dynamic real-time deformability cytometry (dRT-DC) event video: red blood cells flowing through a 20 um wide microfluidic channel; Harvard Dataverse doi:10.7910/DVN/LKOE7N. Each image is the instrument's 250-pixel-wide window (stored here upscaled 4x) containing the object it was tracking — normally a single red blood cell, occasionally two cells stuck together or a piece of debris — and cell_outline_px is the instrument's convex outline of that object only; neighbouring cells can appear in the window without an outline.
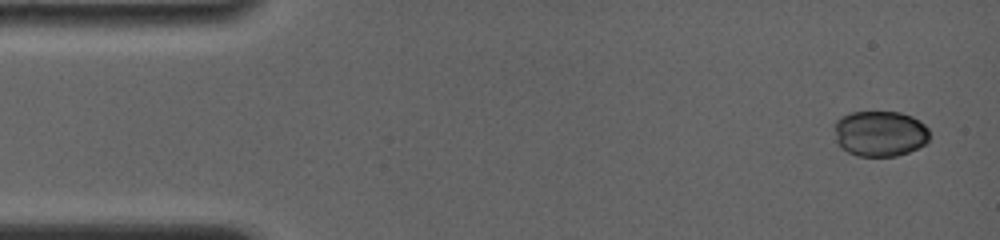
{"species": "common noctule bat (a hibernating species)", "species_latin": "Nyctalus noctula", "temperature_condition": "room temperature", "stored_images_in_passage": 8, "camera_frame_rate_fps": 4000, "um_per_image_px": 0.085, "animal": {"sex": "female", "body_mass_g": 19.0, "forearm_length_mm": 56.7}, "frame": {"image": 1, "passage_image": 1, "time_ms": 0.0, "image_size_px": [1000, 240], "cell_outline_px": [[928, 140], [924, 144], [908, 152], [896, 156], [860, 156], [848, 152], [836, 140], [836, 120], [840, 116], [852, 112], [900, 112], [912, 116], [920, 120], [928, 128]], "centroid_in_image_um": [74.82, 11.34], "position_along_channel_um": 10.2, "area_um2": 25.14}}
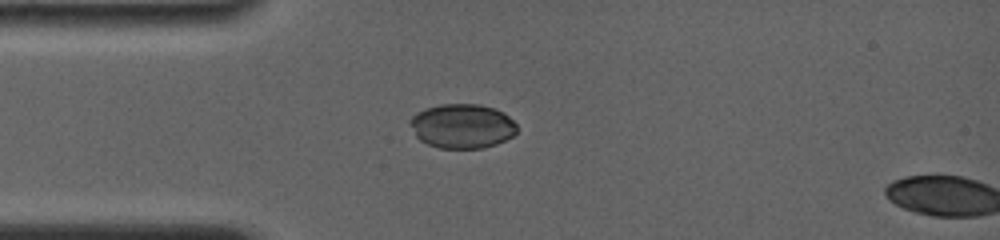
{"frame": {"image": 2, "passage_image": 6, "time_ms": 3.5, "image_size_px": [1000, 240], "cell_outline_px": [[516, 132], [512, 136], [496, 144], [484, 148], [440, 148], [428, 144], [420, 140], [416, 136], [408, 120], [416, 112], [424, 108], [440, 104], [480, 104], [496, 108], [504, 112], [516, 124]], "centroid_in_image_um": [39.27, 10.7], "position_along_channel_um": 45.7, "area_um2": 27.8}}